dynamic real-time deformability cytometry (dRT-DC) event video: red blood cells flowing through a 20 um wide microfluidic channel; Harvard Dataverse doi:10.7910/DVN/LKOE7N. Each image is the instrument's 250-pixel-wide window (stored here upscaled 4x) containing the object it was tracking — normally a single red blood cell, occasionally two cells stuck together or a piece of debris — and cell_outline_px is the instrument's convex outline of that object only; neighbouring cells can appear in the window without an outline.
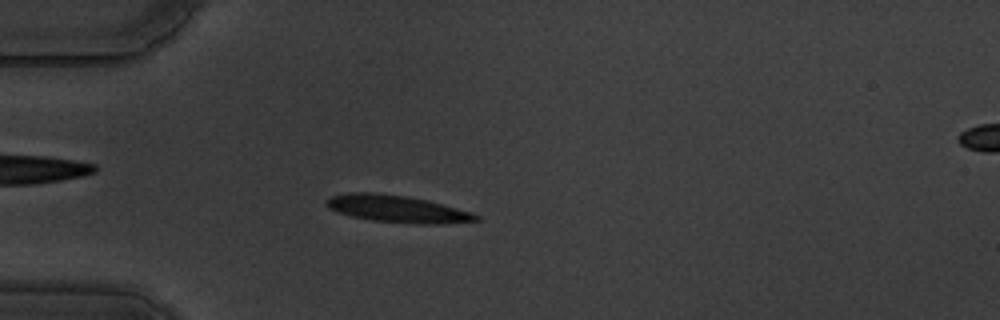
{"species": "common noctule bat (a hibernating species)", "species_latin": "Nyctalus noctula", "temperature_condition": "warm", "stored_images_in_passage": 57, "camera_frame_rate_fps": 3000, "um_per_image_px": 0.085, "animal": {"sex": "male", "body_mass_g": 19.5, "forearm_length_mm": 54.6}, "frame": {"image": 1, "passage_image": 16, "time_ms": 5.0, "image_size_px": [1000, 320], "cell_outline_px": [[480, 220], [440, 224], [416, 224], [372, 220], [352, 216], [328, 208], [328, 200], [332, 196], [348, 192], [376, 192], [404, 196], [428, 200], [472, 212], [480, 216]], "centroid_in_image_um": [33.82, 17.75], "position_along_channel_um": 51.2, "area_um2": 23.41}}
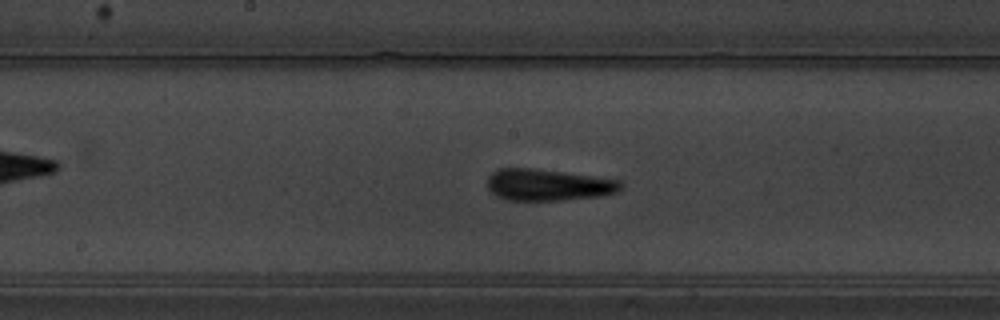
{"frame": {"image": 2, "passage_image": 30, "time_ms": 9.667, "image_size_px": [1000, 320], "cell_outline_px": [[624, 184], [616, 192], [600, 196], [560, 200], [508, 200], [496, 196], [488, 188], [488, 176], [496, 168], [536, 168], [620, 180]], "centroid_in_image_um": [46.56, 15.7], "position_along_channel_um": 201.6, "area_um2": 24.57}}
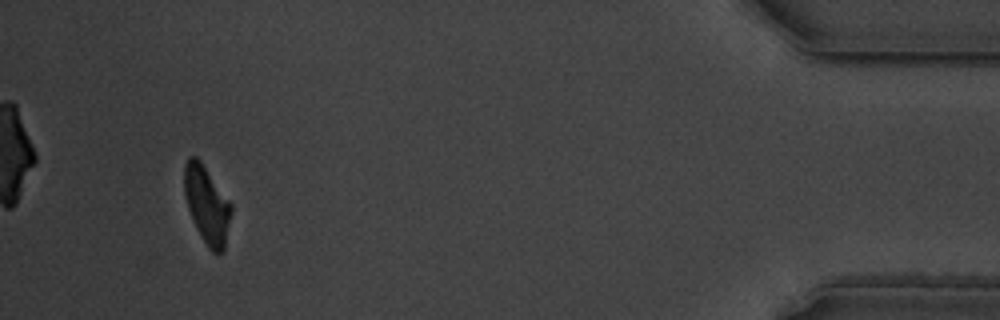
{"frame": {"image": 3, "passage_image": 54, "time_ms": 17.667, "image_size_px": [1000, 320], "cell_outline_px": [[232, 212], [224, 252], [212, 252], [208, 248], [196, 228], [188, 208], [184, 192], [184, 164], [188, 156], [196, 156], [200, 160], [232, 204]], "centroid_in_image_um": [17.59, 17.4], "position_along_channel_um": 417.6, "area_um2": 21.21}, "authors_computed_cell_mechanics": {"area_um2": 23.1778, "velocity_mm_per_s": 3.5114, "shape_relaxation_time_tau1_ms": 4.1544, "shape_relaxation_time_tau2_ms": 0.8581, "deformation_change_tau1": 0.1733, "deformation_change_tau2": 0.0952}}